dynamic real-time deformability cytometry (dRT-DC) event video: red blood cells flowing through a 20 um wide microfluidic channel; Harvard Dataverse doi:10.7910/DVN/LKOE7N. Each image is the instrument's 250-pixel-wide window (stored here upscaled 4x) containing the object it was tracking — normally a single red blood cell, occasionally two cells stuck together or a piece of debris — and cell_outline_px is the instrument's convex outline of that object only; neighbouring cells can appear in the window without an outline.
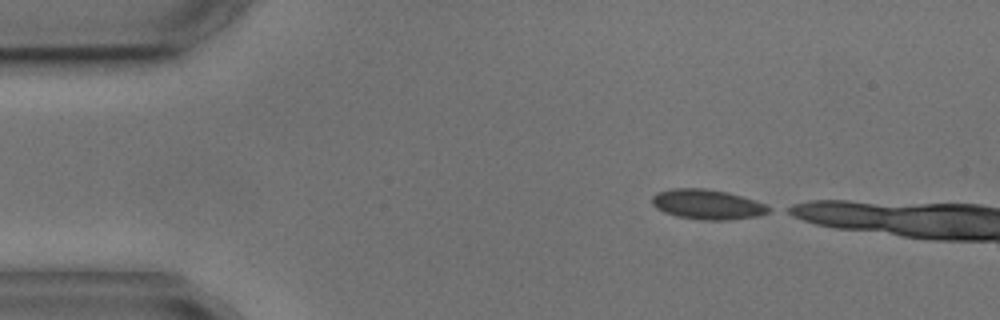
{"species": "common noctule bat (a hibernating species)", "species_latin": "Nyctalus noctula", "temperature_condition": "cold", "stored_images_in_passage": 3, "camera_frame_rate_fps": 3000, "um_per_image_px": 0.085, "animal": {"sex": "male", "body_mass_g": 17.9, "forearm_length_mm": 54.2}, "frame": {"image": 1, "passage_image": 1, "time_ms": 0.0, "image_size_px": [1000, 320], "cell_outline_px": [[772, 208], [768, 212], [760, 216], [728, 220], [700, 220], [676, 216], [664, 212], [656, 208], [652, 204], [652, 196], [656, 192], [672, 188], [704, 188], [728, 192], [756, 200]], "centroid_in_image_um": [60.12, 17.37], "position_along_channel_um": 24.9, "area_um2": 20.58}}